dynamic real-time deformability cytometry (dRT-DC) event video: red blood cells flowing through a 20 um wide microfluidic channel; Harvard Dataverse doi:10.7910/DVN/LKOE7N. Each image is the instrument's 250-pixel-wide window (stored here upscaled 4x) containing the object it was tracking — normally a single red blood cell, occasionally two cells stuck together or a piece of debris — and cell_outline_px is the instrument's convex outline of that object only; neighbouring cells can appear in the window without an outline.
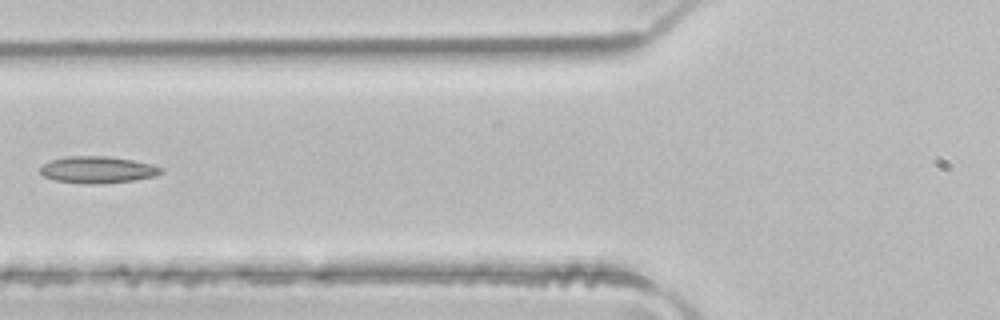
{"species": "common noctule bat (a hibernating species)", "species_latin": "Nyctalus noctula", "temperature_condition": "room temperature", "stored_images_in_passage": 5, "camera_frame_rate_fps": 3000, "um_per_image_px": 0.085, "animal": {"sex": "male", "body_mass_g": 21.5, "forearm_length_mm": 52.0}, "frame": {"image": 1, "passage_image": 5, "time_ms": 1.333, "image_size_px": [1000, 320], "cell_outline_px": [[164, 172], [156, 176], [132, 180], [96, 184], [88, 184], [56, 180], [44, 176], [40, 172], [40, 168], [44, 164], [52, 160], [68, 156], [108, 156], [132, 160], [152, 164], [164, 168]], "centroid_in_image_um": [8.34, 14.42], "position_along_channel_um": 117.5, "area_um2": 18.73}}